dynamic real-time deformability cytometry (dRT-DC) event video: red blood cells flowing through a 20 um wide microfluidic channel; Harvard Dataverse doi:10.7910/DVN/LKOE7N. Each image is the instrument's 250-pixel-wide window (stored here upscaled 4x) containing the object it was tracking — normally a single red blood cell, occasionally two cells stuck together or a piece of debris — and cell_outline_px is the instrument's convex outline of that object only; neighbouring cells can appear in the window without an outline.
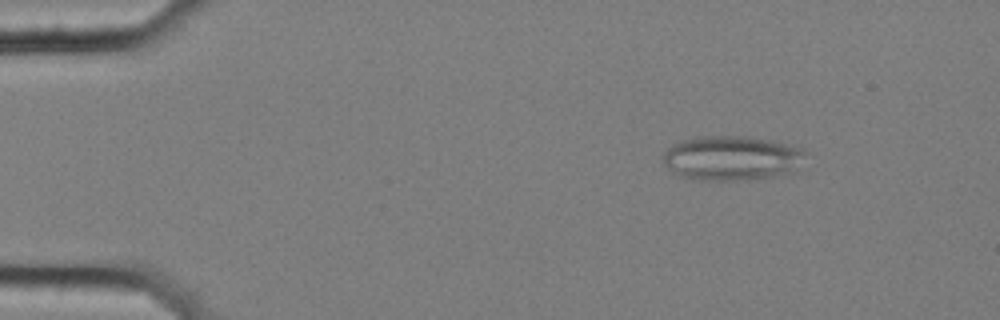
{"species": "common noctule bat (a hibernating species)", "species_latin": "Nyctalus noctula", "temperature_condition": "cold", "stored_images_in_passage": 57, "camera_frame_rate_fps": 3000, "um_per_image_px": 0.085, "animal": {"sex": "female", "body_mass_g": 25.1}, "frame": {"image": 1, "passage_image": 8, "time_ms": 2.333, "image_size_px": [1000, 320], "cell_outline_px": [[808, 152], [792, 172], [772, 176], [736, 180], [720, 180], [684, 176], [668, 168], [664, 164], [664, 152], [672, 144], [684, 140], [700, 136], [748, 136], [772, 140], [800, 148]], "centroid_in_image_um": [62.22, 13.4], "position_along_channel_um": 22.8, "area_um2": 36.24}}
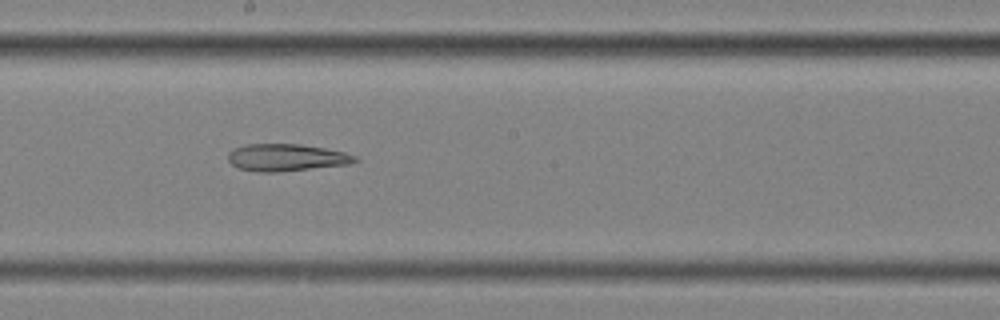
{"frame": {"image": 2, "passage_image": 32, "time_ms": 10.333, "image_size_px": [1000, 320], "cell_outline_px": [[360, 160], [348, 164], [280, 172], [260, 172], [240, 168], [232, 164], [228, 160], [228, 152], [244, 144], [300, 144], [324, 148], [344, 152], [356, 156]], "centroid_in_image_um": [24.35, 13.39], "position_along_channel_um": 223.9, "area_um2": 20.0}}
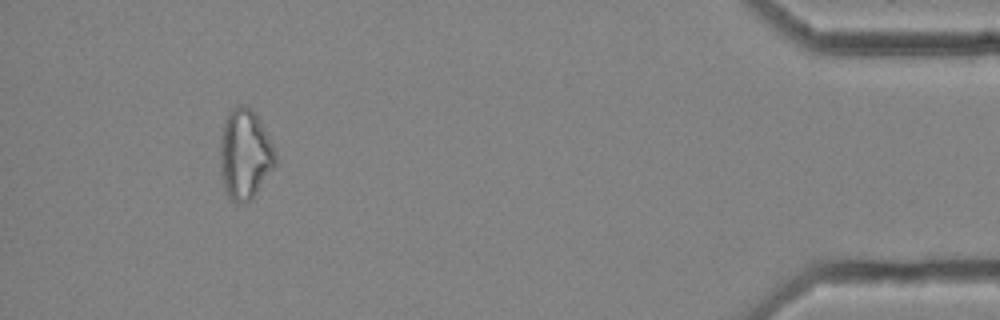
{"frame": {"image": 3, "passage_image": 53, "time_ms": 17.333, "image_size_px": [1000, 320], "cell_outline_px": [[276, 164], [256, 192], [248, 200], [236, 204], [228, 196], [224, 188], [220, 168], [220, 136], [224, 120], [232, 108], [240, 104], [244, 104], [252, 108], [256, 112], [276, 152]], "centroid_in_image_um": [20.8, 13.06], "position_along_channel_um": 414.4, "area_um2": 29.02}}